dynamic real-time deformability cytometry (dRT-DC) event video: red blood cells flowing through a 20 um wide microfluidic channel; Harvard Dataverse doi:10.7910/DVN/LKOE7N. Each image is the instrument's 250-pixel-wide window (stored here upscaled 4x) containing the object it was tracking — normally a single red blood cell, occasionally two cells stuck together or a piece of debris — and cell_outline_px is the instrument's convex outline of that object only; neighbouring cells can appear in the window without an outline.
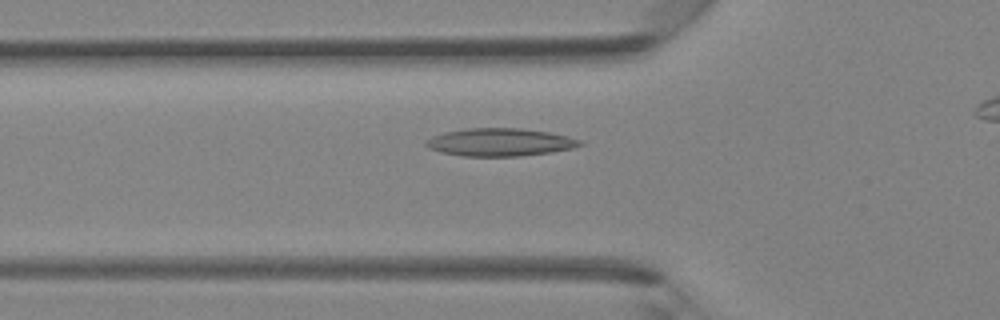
{"species": "Egyptian fruit bat (a non-hibernating species)", "species_latin": "Rousettus aegyptiacus", "temperature_condition": "room temperature", "stored_images_in_passage": 33, "camera_frame_rate_fps": 3000, "um_per_image_px": 0.085, "animal": {"sex": "female"}, "frame": {"image": 1, "passage_image": 10, "time_ms": 3.0, "image_size_px": [1000, 320], "cell_outline_px": [[584, 144], [572, 148], [552, 152], [520, 156], [460, 156], [440, 152], [428, 148], [424, 144], [424, 140], [432, 136], [444, 132], [468, 128], [520, 128], [548, 132], [568, 136], [580, 140]], "centroid_in_image_um": [42.45, 12.09], "position_along_channel_um": 83.3, "area_um2": 25.09}}
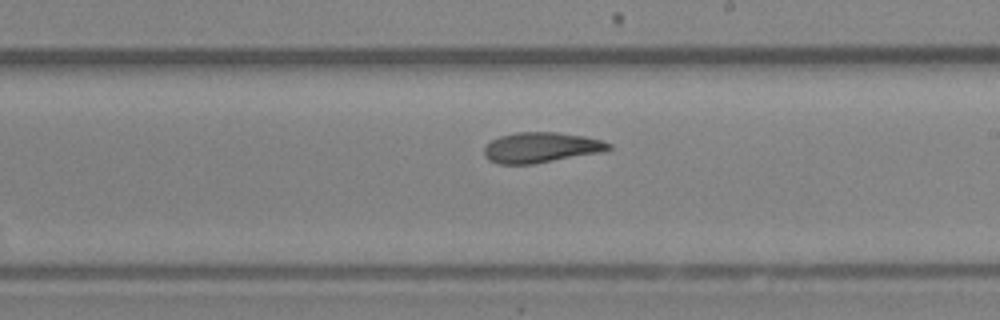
{"frame": {"image": 2, "passage_image": 20, "time_ms": 6.333, "image_size_px": [1000, 320], "cell_outline_px": [[612, 148], [604, 152], [532, 164], [500, 164], [488, 160], [484, 156], [484, 148], [492, 140], [500, 136], [516, 132], [556, 132], [584, 136], [600, 140], [612, 144]], "centroid_in_image_um": [46.0, 12.54], "position_along_channel_um": 243.0, "area_um2": 22.08}}
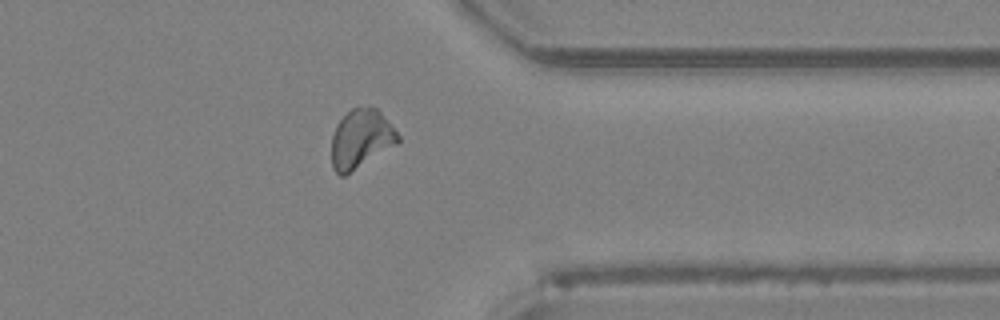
{"frame": {"image": 3, "passage_image": 29, "time_ms": 9.333, "image_size_px": [1000, 320], "cell_outline_px": [[400, 140], [396, 144], [344, 176], [340, 176], [332, 168], [332, 136], [336, 124], [352, 108], [368, 104], [376, 108], [380, 112], [400, 136]], "centroid_in_image_um": [30.66, 11.78], "position_along_channel_um": 380.7, "area_um2": 22.6}}